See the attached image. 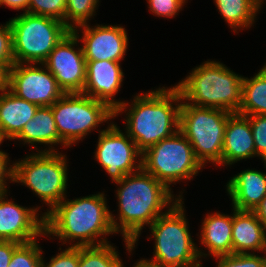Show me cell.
Returning a JSON list of instances; mask_svg holds the SVG:
<instances>
[{"label":"cell","instance_id":"1","mask_svg":"<svg viewBox=\"0 0 266 267\" xmlns=\"http://www.w3.org/2000/svg\"><path fill=\"white\" fill-rule=\"evenodd\" d=\"M115 183L120 186L116 190L120 223L112 212L111 222L114 231L122 234L126 248L131 252L139 239L142 227L150 226L156 218L165 213L162 212L163 208L167 205L171 207L183 197L179 194L174 199L172 191L143 168Z\"/></svg>","mask_w":266,"mask_h":267},{"label":"cell","instance_id":"2","mask_svg":"<svg viewBox=\"0 0 266 267\" xmlns=\"http://www.w3.org/2000/svg\"><path fill=\"white\" fill-rule=\"evenodd\" d=\"M105 199L104 193L70 201L64 198L44 216L45 235L56 236L63 244L67 240H78L70 245L77 247L108 244L104 236L116 232ZM98 237L101 238L97 242Z\"/></svg>","mask_w":266,"mask_h":267},{"label":"cell","instance_id":"3","mask_svg":"<svg viewBox=\"0 0 266 267\" xmlns=\"http://www.w3.org/2000/svg\"><path fill=\"white\" fill-rule=\"evenodd\" d=\"M181 101L176 86L159 87L133 98L132 106L127 109L125 129L142 153L179 131Z\"/></svg>","mask_w":266,"mask_h":267},{"label":"cell","instance_id":"4","mask_svg":"<svg viewBox=\"0 0 266 267\" xmlns=\"http://www.w3.org/2000/svg\"><path fill=\"white\" fill-rule=\"evenodd\" d=\"M187 103L238 113L242 104L243 77L216 61H205L175 85Z\"/></svg>","mask_w":266,"mask_h":267},{"label":"cell","instance_id":"5","mask_svg":"<svg viewBox=\"0 0 266 267\" xmlns=\"http://www.w3.org/2000/svg\"><path fill=\"white\" fill-rule=\"evenodd\" d=\"M150 225L155 240L153 259H141L147 267H202L185 218L183 201L177 200Z\"/></svg>","mask_w":266,"mask_h":267},{"label":"cell","instance_id":"6","mask_svg":"<svg viewBox=\"0 0 266 267\" xmlns=\"http://www.w3.org/2000/svg\"><path fill=\"white\" fill-rule=\"evenodd\" d=\"M183 101L182 99L179 131L189 140L196 158L203 166L207 162L222 165L225 126L233 113Z\"/></svg>","mask_w":266,"mask_h":267},{"label":"cell","instance_id":"7","mask_svg":"<svg viewBox=\"0 0 266 267\" xmlns=\"http://www.w3.org/2000/svg\"><path fill=\"white\" fill-rule=\"evenodd\" d=\"M66 156L62 153L42 152L26 156L23 160L14 162L13 182L29 187L38 197L49 205L45 216L66 195L68 173Z\"/></svg>","mask_w":266,"mask_h":267},{"label":"cell","instance_id":"8","mask_svg":"<svg viewBox=\"0 0 266 267\" xmlns=\"http://www.w3.org/2000/svg\"><path fill=\"white\" fill-rule=\"evenodd\" d=\"M14 63L42 64L71 31L55 18L23 12L11 18Z\"/></svg>","mask_w":266,"mask_h":267},{"label":"cell","instance_id":"9","mask_svg":"<svg viewBox=\"0 0 266 267\" xmlns=\"http://www.w3.org/2000/svg\"><path fill=\"white\" fill-rule=\"evenodd\" d=\"M203 167L180 131L142 153V168L170 190L171 183L193 179Z\"/></svg>","mask_w":266,"mask_h":267},{"label":"cell","instance_id":"10","mask_svg":"<svg viewBox=\"0 0 266 267\" xmlns=\"http://www.w3.org/2000/svg\"><path fill=\"white\" fill-rule=\"evenodd\" d=\"M51 108L59 137L68 147L115 118L105 103L82 93H64Z\"/></svg>","mask_w":266,"mask_h":267},{"label":"cell","instance_id":"11","mask_svg":"<svg viewBox=\"0 0 266 267\" xmlns=\"http://www.w3.org/2000/svg\"><path fill=\"white\" fill-rule=\"evenodd\" d=\"M121 131L113 123L101 130L94 155L114 182L142 168V152L128 134Z\"/></svg>","mask_w":266,"mask_h":267},{"label":"cell","instance_id":"12","mask_svg":"<svg viewBox=\"0 0 266 267\" xmlns=\"http://www.w3.org/2000/svg\"><path fill=\"white\" fill-rule=\"evenodd\" d=\"M37 65L15 63L8 70L7 88L19 98L39 107L52 106L64 92L54 75L43 64L42 67L39 63Z\"/></svg>","mask_w":266,"mask_h":267},{"label":"cell","instance_id":"13","mask_svg":"<svg viewBox=\"0 0 266 267\" xmlns=\"http://www.w3.org/2000/svg\"><path fill=\"white\" fill-rule=\"evenodd\" d=\"M78 29L73 28L42 63L55 77L64 93H82L86 78V60L79 42Z\"/></svg>","mask_w":266,"mask_h":267},{"label":"cell","instance_id":"14","mask_svg":"<svg viewBox=\"0 0 266 267\" xmlns=\"http://www.w3.org/2000/svg\"><path fill=\"white\" fill-rule=\"evenodd\" d=\"M123 75L120 62L86 61V78L82 94L105 103L114 111V116H118L124 110L127 111L129 104L113 99L120 90Z\"/></svg>","mask_w":266,"mask_h":267},{"label":"cell","instance_id":"15","mask_svg":"<svg viewBox=\"0 0 266 267\" xmlns=\"http://www.w3.org/2000/svg\"><path fill=\"white\" fill-rule=\"evenodd\" d=\"M7 192H0V240L22 244L45 236L44 216L39 219L37 214L40 207L27 208L5 200Z\"/></svg>","mask_w":266,"mask_h":267},{"label":"cell","instance_id":"16","mask_svg":"<svg viewBox=\"0 0 266 267\" xmlns=\"http://www.w3.org/2000/svg\"><path fill=\"white\" fill-rule=\"evenodd\" d=\"M82 29V49L86 61L109 60L120 62L128 47L125 28L112 25H97L94 28L85 23L75 28ZM84 30V31H83Z\"/></svg>","mask_w":266,"mask_h":267},{"label":"cell","instance_id":"17","mask_svg":"<svg viewBox=\"0 0 266 267\" xmlns=\"http://www.w3.org/2000/svg\"><path fill=\"white\" fill-rule=\"evenodd\" d=\"M255 156V143L249 119L233 113L225 126L222 147V166L232 165Z\"/></svg>","mask_w":266,"mask_h":267},{"label":"cell","instance_id":"18","mask_svg":"<svg viewBox=\"0 0 266 267\" xmlns=\"http://www.w3.org/2000/svg\"><path fill=\"white\" fill-rule=\"evenodd\" d=\"M233 210V254H245L250 250L266 252V229L257 215L249 210Z\"/></svg>","mask_w":266,"mask_h":267},{"label":"cell","instance_id":"19","mask_svg":"<svg viewBox=\"0 0 266 267\" xmlns=\"http://www.w3.org/2000/svg\"><path fill=\"white\" fill-rule=\"evenodd\" d=\"M226 186L233 208L253 211L266 196V174L247 169L232 177Z\"/></svg>","mask_w":266,"mask_h":267},{"label":"cell","instance_id":"20","mask_svg":"<svg viewBox=\"0 0 266 267\" xmlns=\"http://www.w3.org/2000/svg\"><path fill=\"white\" fill-rule=\"evenodd\" d=\"M201 244L207 248L210 254L197 249L201 258L203 255H213L214 258L233 254L232 244V216L220 212L208 214L201 227ZM201 251V252H200Z\"/></svg>","mask_w":266,"mask_h":267},{"label":"cell","instance_id":"21","mask_svg":"<svg viewBox=\"0 0 266 267\" xmlns=\"http://www.w3.org/2000/svg\"><path fill=\"white\" fill-rule=\"evenodd\" d=\"M38 105L13 94L8 88L0 94V129L8 140L21 132L29 120L34 117Z\"/></svg>","mask_w":266,"mask_h":267},{"label":"cell","instance_id":"22","mask_svg":"<svg viewBox=\"0 0 266 267\" xmlns=\"http://www.w3.org/2000/svg\"><path fill=\"white\" fill-rule=\"evenodd\" d=\"M22 140L29 145L37 143L49 145V149L42 150V152H55L56 149L52 145H64L68 147L59 137L54 115L51 106L38 107L34 117L27 122L21 132L14 138Z\"/></svg>","mask_w":266,"mask_h":267},{"label":"cell","instance_id":"23","mask_svg":"<svg viewBox=\"0 0 266 267\" xmlns=\"http://www.w3.org/2000/svg\"><path fill=\"white\" fill-rule=\"evenodd\" d=\"M238 114L266 115V64L253 77H243L242 104Z\"/></svg>","mask_w":266,"mask_h":267},{"label":"cell","instance_id":"24","mask_svg":"<svg viewBox=\"0 0 266 267\" xmlns=\"http://www.w3.org/2000/svg\"><path fill=\"white\" fill-rule=\"evenodd\" d=\"M214 2L235 33L238 28L251 27L261 8L255 0H214Z\"/></svg>","mask_w":266,"mask_h":267},{"label":"cell","instance_id":"25","mask_svg":"<svg viewBox=\"0 0 266 267\" xmlns=\"http://www.w3.org/2000/svg\"><path fill=\"white\" fill-rule=\"evenodd\" d=\"M79 267H124L115 246L79 247Z\"/></svg>","mask_w":266,"mask_h":267},{"label":"cell","instance_id":"26","mask_svg":"<svg viewBox=\"0 0 266 267\" xmlns=\"http://www.w3.org/2000/svg\"><path fill=\"white\" fill-rule=\"evenodd\" d=\"M98 4L99 0H66L65 25L72 30L88 23Z\"/></svg>","mask_w":266,"mask_h":267},{"label":"cell","instance_id":"27","mask_svg":"<svg viewBox=\"0 0 266 267\" xmlns=\"http://www.w3.org/2000/svg\"><path fill=\"white\" fill-rule=\"evenodd\" d=\"M36 240L20 244L13 252L8 267H40L42 250Z\"/></svg>","mask_w":266,"mask_h":267},{"label":"cell","instance_id":"28","mask_svg":"<svg viewBox=\"0 0 266 267\" xmlns=\"http://www.w3.org/2000/svg\"><path fill=\"white\" fill-rule=\"evenodd\" d=\"M27 12L55 18L65 24L66 0H29Z\"/></svg>","mask_w":266,"mask_h":267},{"label":"cell","instance_id":"29","mask_svg":"<svg viewBox=\"0 0 266 267\" xmlns=\"http://www.w3.org/2000/svg\"><path fill=\"white\" fill-rule=\"evenodd\" d=\"M264 256L255 253L230 254L219 256L217 267H266V252Z\"/></svg>","mask_w":266,"mask_h":267},{"label":"cell","instance_id":"30","mask_svg":"<svg viewBox=\"0 0 266 267\" xmlns=\"http://www.w3.org/2000/svg\"><path fill=\"white\" fill-rule=\"evenodd\" d=\"M250 126L255 143V155L266 162V115H249Z\"/></svg>","mask_w":266,"mask_h":267},{"label":"cell","instance_id":"31","mask_svg":"<svg viewBox=\"0 0 266 267\" xmlns=\"http://www.w3.org/2000/svg\"><path fill=\"white\" fill-rule=\"evenodd\" d=\"M0 64L9 70L14 63L12 30L9 21L0 26Z\"/></svg>","mask_w":266,"mask_h":267},{"label":"cell","instance_id":"32","mask_svg":"<svg viewBox=\"0 0 266 267\" xmlns=\"http://www.w3.org/2000/svg\"><path fill=\"white\" fill-rule=\"evenodd\" d=\"M40 267H79V247H68L52 257L46 264L42 257Z\"/></svg>","mask_w":266,"mask_h":267},{"label":"cell","instance_id":"33","mask_svg":"<svg viewBox=\"0 0 266 267\" xmlns=\"http://www.w3.org/2000/svg\"><path fill=\"white\" fill-rule=\"evenodd\" d=\"M186 0H148L152 14L160 17H173L178 15Z\"/></svg>","mask_w":266,"mask_h":267},{"label":"cell","instance_id":"34","mask_svg":"<svg viewBox=\"0 0 266 267\" xmlns=\"http://www.w3.org/2000/svg\"><path fill=\"white\" fill-rule=\"evenodd\" d=\"M8 161L10 162L8 154L0 152V192L8 190L6 185L8 178L13 181V165H10Z\"/></svg>","mask_w":266,"mask_h":267},{"label":"cell","instance_id":"35","mask_svg":"<svg viewBox=\"0 0 266 267\" xmlns=\"http://www.w3.org/2000/svg\"><path fill=\"white\" fill-rule=\"evenodd\" d=\"M20 245L15 241L0 240V267H8L14 250Z\"/></svg>","mask_w":266,"mask_h":267},{"label":"cell","instance_id":"36","mask_svg":"<svg viewBox=\"0 0 266 267\" xmlns=\"http://www.w3.org/2000/svg\"><path fill=\"white\" fill-rule=\"evenodd\" d=\"M0 5H5L14 10L27 12L29 0H0Z\"/></svg>","mask_w":266,"mask_h":267},{"label":"cell","instance_id":"37","mask_svg":"<svg viewBox=\"0 0 266 267\" xmlns=\"http://www.w3.org/2000/svg\"><path fill=\"white\" fill-rule=\"evenodd\" d=\"M253 212L257 215L258 219L262 222L266 229V196L260 201Z\"/></svg>","mask_w":266,"mask_h":267},{"label":"cell","instance_id":"38","mask_svg":"<svg viewBox=\"0 0 266 267\" xmlns=\"http://www.w3.org/2000/svg\"><path fill=\"white\" fill-rule=\"evenodd\" d=\"M8 70L0 64V91L7 88Z\"/></svg>","mask_w":266,"mask_h":267},{"label":"cell","instance_id":"39","mask_svg":"<svg viewBox=\"0 0 266 267\" xmlns=\"http://www.w3.org/2000/svg\"><path fill=\"white\" fill-rule=\"evenodd\" d=\"M7 139V137L4 135V133L2 132V130L0 129V144L3 142L4 139ZM0 152H4V151H0Z\"/></svg>","mask_w":266,"mask_h":267},{"label":"cell","instance_id":"40","mask_svg":"<svg viewBox=\"0 0 266 267\" xmlns=\"http://www.w3.org/2000/svg\"><path fill=\"white\" fill-rule=\"evenodd\" d=\"M133 267H147L143 264H141L139 261L137 263H135V265Z\"/></svg>","mask_w":266,"mask_h":267},{"label":"cell","instance_id":"41","mask_svg":"<svg viewBox=\"0 0 266 267\" xmlns=\"http://www.w3.org/2000/svg\"><path fill=\"white\" fill-rule=\"evenodd\" d=\"M258 4H259V6L261 7V5H262V3H263V1L264 0H255Z\"/></svg>","mask_w":266,"mask_h":267}]
</instances>
